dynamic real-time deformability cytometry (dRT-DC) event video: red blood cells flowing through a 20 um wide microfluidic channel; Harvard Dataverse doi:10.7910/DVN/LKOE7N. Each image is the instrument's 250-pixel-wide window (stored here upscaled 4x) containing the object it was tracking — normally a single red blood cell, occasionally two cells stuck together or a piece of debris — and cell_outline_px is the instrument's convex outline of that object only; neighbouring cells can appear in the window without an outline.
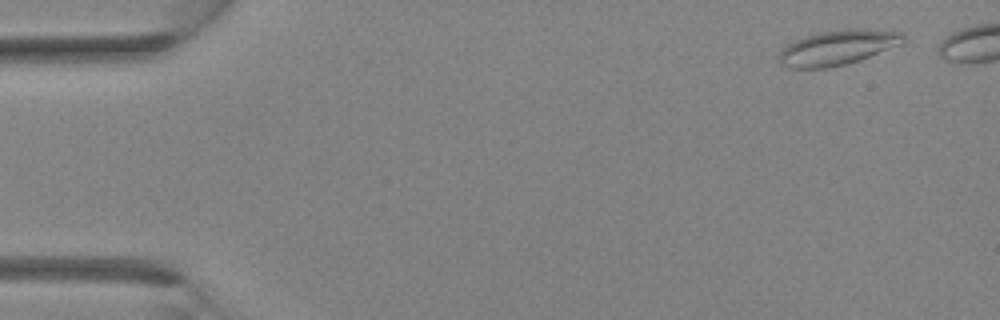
{"species": "Egyptian fruit bat (a non-hibernating species)", "species_latin": "Rousettus aegyptiacus", "temperature_condition": "room temperature", "stored_images_in_passage": 30, "camera_frame_rate_fps": 3000, "um_per_image_px": 0.085, "animal": {"sex": "female"}, "frame": {"image": 1, "passage_image": 1, "time_ms": 0.0, "image_size_px": [1000, 320], "cell_outline_px": [[904, 40], [900, 44], [860, 60], [828, 68], [788, 68], [780, 64], [780, 52], [788, 44], [804, 36], [820, 32], [848, 28], [852, 28], [900, 32], [904, 36]], "centroid_in_image_um": [71.17, 4.05], "position_along_channel_um": 13.8, "area_um2": 24.91}}
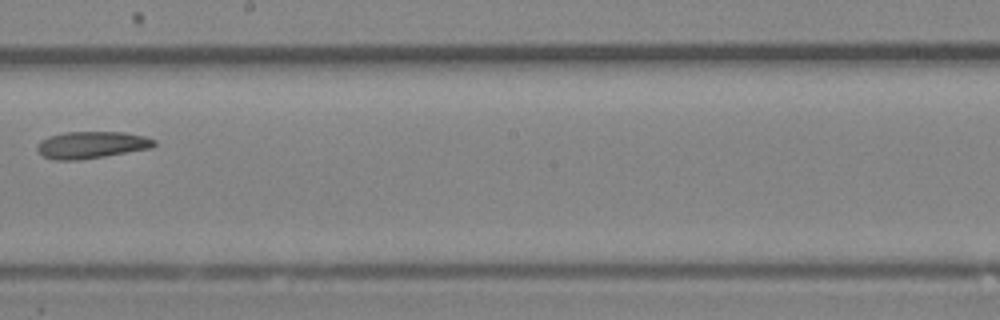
{"frame": {"image": 2, "passage_image": 19, "time_ms": 6.0, "image_size_px": [1000, 320], "cell_outline_px": [[156, 144], [152, 148], [80, 160], [56, 160], [44, 156], [36, 148], [40, 140], [48, 136], [68, 132], [124, 132], [144, 136], [156, 140]], "centroid_in_image_um": [7.79, 12.31], "position_along_channel_um": 240.4, "area_um2": 18.32}}
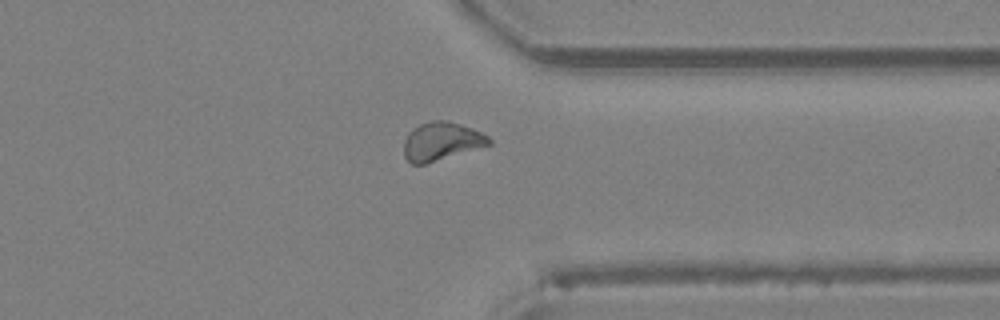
{"frame": {"image": 3, "passage_image": 26, "time_ms": 8.333, "image_size_px": [1000, 320], "cell_outline_px": [[492, 144], [424, 164], [412, 164], [404, 156], [404, 140], [408, 132], [412, 128], [420, 124], [432, 120], [448, 120], [472, 128], [488, 136], [492, 140]], "centroid_in_image_um": [37.51, 12.0], "position_along_channel_um": 373.9, "area_um2": 18.96}}